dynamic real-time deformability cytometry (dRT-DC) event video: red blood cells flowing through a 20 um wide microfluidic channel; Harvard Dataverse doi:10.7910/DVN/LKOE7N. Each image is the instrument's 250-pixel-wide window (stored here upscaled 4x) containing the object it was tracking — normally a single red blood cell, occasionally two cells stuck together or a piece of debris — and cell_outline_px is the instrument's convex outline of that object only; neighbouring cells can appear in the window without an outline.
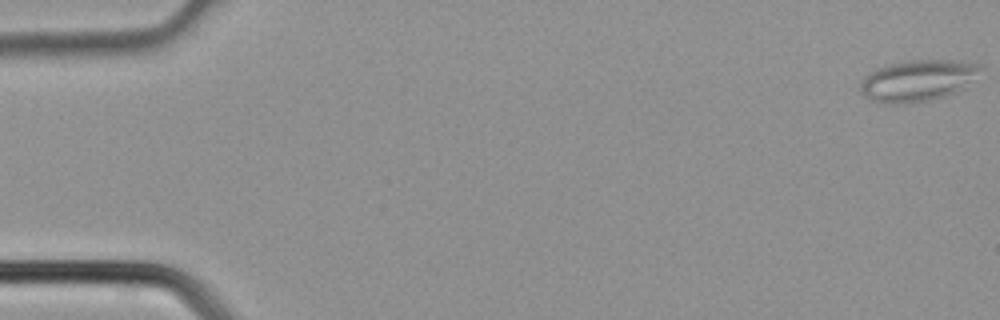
{"species": "common noctule bat (a hibernating species)", "species_latin": "Nyctalus noctula", "temperature_condition": "cold", "stored_images_in_passage": 4, "camera_frame_rate_fps": 3000, "um_per_image_px": 0.085, "animal": {"sex": "male", "body_mass_g": 21.5, "forearm_length_mm": 52.0}, "frame": {"image": 1, "passage_image": 1, "time_ms": 0.0, "image_size_px": [1000, 320], "cell_outline_px": [[984, 68], [964, 88], [956, 92], [944, 96], [928, 100], [872, 100], [864, 96], [860, 92], [860, 80], [864, 76], [876, 68], [908, 60], [960, 60], [980, 64]], "centroid_in_image_um": [78.07, 6.77], "position_along_channel_um": 6.9, "area_um2": 28.09}}